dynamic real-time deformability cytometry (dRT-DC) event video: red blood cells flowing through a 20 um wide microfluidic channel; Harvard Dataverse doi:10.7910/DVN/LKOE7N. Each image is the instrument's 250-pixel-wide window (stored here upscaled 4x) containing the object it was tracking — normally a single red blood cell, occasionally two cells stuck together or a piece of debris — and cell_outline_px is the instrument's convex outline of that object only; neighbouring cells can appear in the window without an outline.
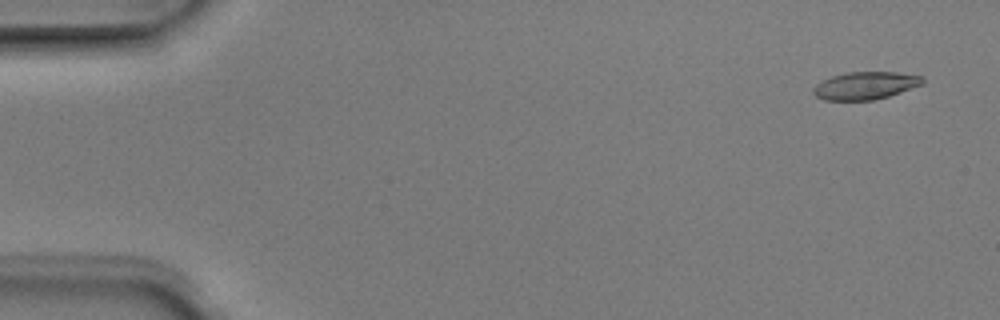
{"species": "Egyptian fruit bat (a non-hibernating species)", "species_latin": "Rousettus aegyptiacus", "temperature_condition": "room temperature", "stored_images_in_passage": 5, "camera_frame_rate_fps": 3000, "um_per_image_px": 0.085, "animal": {"sex": "male"}, "frame": {"image": 1, "passage_image": 1, "time_ms": 0.0, "image_size_px": [1000, 320], "cell_outline_px": [[924, 84], [888, 96], [872, 100], [824, 100], [816, 96], [812, 92], [812, 88], [816, 84], [832, 76], [848, 72], [896, 72], [924, 76]], "centroid_in_image_um": [73.56, 7.27], "position_along_channel_um": 11.4, "area_um2": 17.57}}
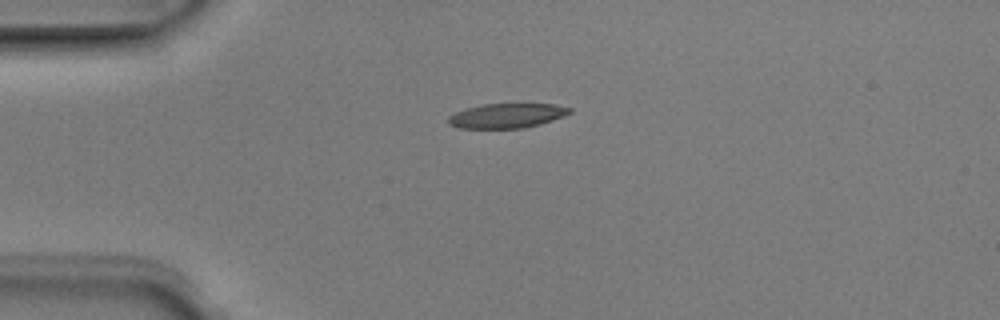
{"frame": {"image": 2, "passage_image": 4, "time_ms": 1.0, "image_size_px": [1000, 320], "cell_outline_px": [[572, 112], [552, 120], [540, 124], [524, 128], [460, 128], [448, 124], [448, 116], [456, 112], [468, 108], [484, 104], [552, 104], [572, 108]], "centroid_in_image_um": [43.08, 9.84], "position_along_channel_um": 41.9, "area_um2": 17.22}}